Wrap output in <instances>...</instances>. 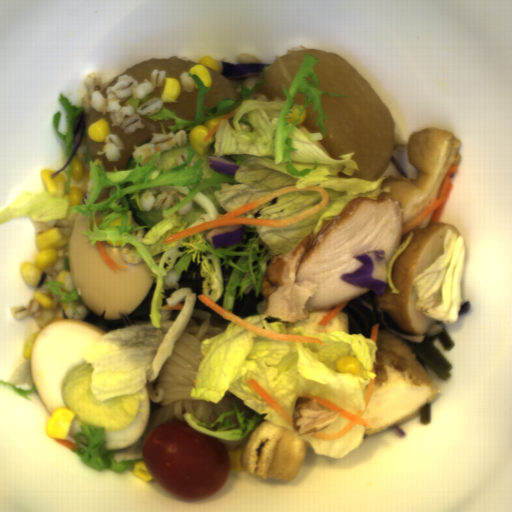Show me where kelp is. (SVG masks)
<instances>
[{"label": "kelp", "mask_w": 512, "mask_h": 512, "mask_svg": "<svg viewBox=\"0 0 512 512\" xmlns=\"http://www.w3.org/2000/svg\"><path fill=\"white\" fill-rule=\"evenodd\" d=\"M444 321L436 320L433 326L422 336V343H411L402 339L404 344L414 354L426 373L431 370L443 383L452 377L453 366L441 353L437 341L443 350H452L456 347L451 336L445 328Z\"/></svg>", "instance_id": "99668d17"}, {"label": "kelp", "mask_w": 512, "mask_h": 512, "mask_svg": "<svg viewBox=\"0 0 512 512\" xmlns=\"http://www.w3.org/2000/svg\"><path fill=\"white\" fill-rule=\"evenodd\" d=\"M470 310H471L470 301H465L464 303L461 304L460 311L458 312V317L464 316L465 314L470 312Z\"/></svg>", "instance_id": "604fcf36"}, {"label": "kelp", "mask_w": 512, "mask_h": 512, "mask_svg": "<svg viewBox=\"0 0 512 512\" xmlns=\"http://www.w3.org/2000/svg\"><path fill=\"white\" fill-rule=\"evenodd\" d=\"M432 401L419 411L420 424L428 425L431 422Z\"/></svg>", "instance_id": "cf089659"}]
</instances>
